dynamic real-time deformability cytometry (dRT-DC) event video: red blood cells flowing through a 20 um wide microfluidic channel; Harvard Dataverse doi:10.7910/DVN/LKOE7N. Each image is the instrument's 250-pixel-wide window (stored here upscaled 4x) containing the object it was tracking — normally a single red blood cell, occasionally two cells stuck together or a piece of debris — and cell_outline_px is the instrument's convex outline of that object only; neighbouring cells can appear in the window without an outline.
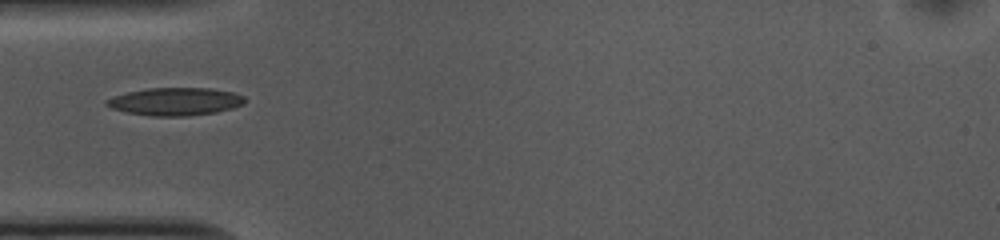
{"species": "common noctule bat (a hibernating species)", "species_latin": "Nyctalus noctula", "temperature_condition": "cold", "stored_images_in_passage": 16, "camera_frame_rate_fps": 3000, "um_per_image_px": 0.085, "animal": {"sex": "female", "body_mass_g": 10.0, "forearm_length_mm": 53.1}, "frame": {"image": 1, "passage_image": 1, "time_ms": 0.0, "image_size_px": [1000, 240], "cell_outline_px": [[244, 104], [232, 108], [216, 112], [188, 116], [152, 116], [128, 112], [112, 108], [104, 104], [104, 100], [128, 92], [148, 88], [212, 88], [232, 92], [244, 96]], "centroid_in_image_um": [14.91, 8.63], "position_along_channel_um": 70.1, "area_um2": 22.25}}
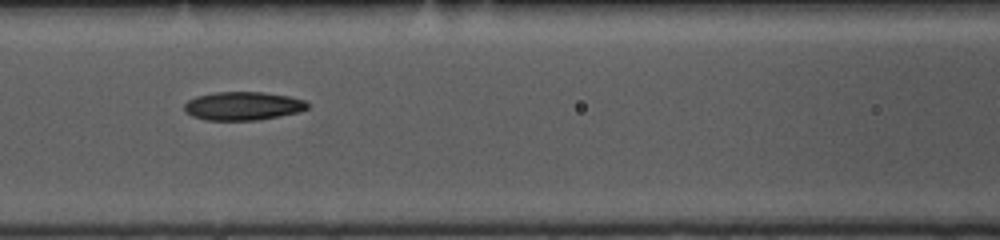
{"frame": {"image": 2, "passage_image": 7, "time_ms": 2.0, "image_size_px": [1000, 240], "cell_outline_px": [[308, 108], [300, 112], [280, 116], [256, 120], [204, 120], [192, 116], [184, 112], [184, 104], [188, 100], [196, 96], [216, 92], [264, 92], [288, 96], [304, 100], [308, 104]], "centroid_in_image_um": [20.63, 9.01], "position_along_channel_um": 146.0, "area_um2": 20.52}}
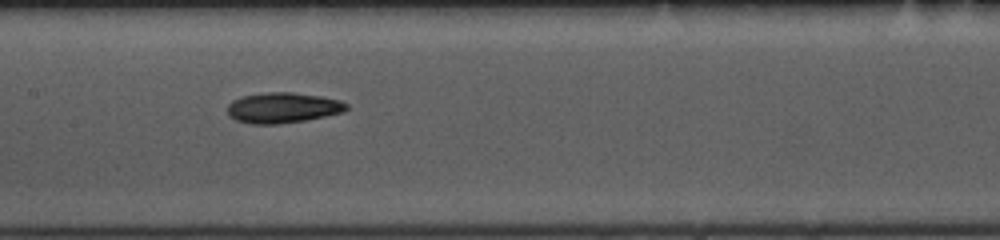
{"frame": {"image": 3, "passage_image": 10, "time_ms": 3.0, "image_size_px": [1000, 240], "cell_outline_px": [[348, 108], [344, 112], [304, 120], [276, 124], [252, 124], [236, 120], [228, 116], [228, 104], [232, 100], [240, 96], [268, 92], [292, 92], [320, 96], [340, 100], [348, 104]], "centroid_in_image_um": [24.02, 9.15], "position_along_channel_um": 183.4, "area_um2": 21.15}}